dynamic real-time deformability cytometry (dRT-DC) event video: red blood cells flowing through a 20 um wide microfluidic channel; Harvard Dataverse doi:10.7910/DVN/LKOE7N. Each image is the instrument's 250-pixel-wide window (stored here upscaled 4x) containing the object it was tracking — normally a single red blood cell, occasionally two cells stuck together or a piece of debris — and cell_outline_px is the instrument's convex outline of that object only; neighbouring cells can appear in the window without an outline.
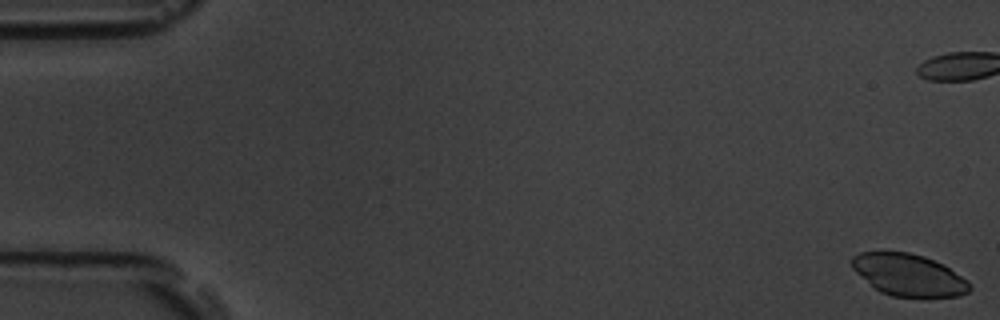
{"species": "common noctule bat (a hibernating species)", "species_latin": "Nyctalus noctula", "temperature_condition": "room temperature", "stored_images_in_passage": 59, "camera_frame_rate_fps": 3000, "um_per_image_px": 0.085, "animal": {"sex": "male", "body_mass_g": 19.5, "forearm_length_mm": 54.6}, "frame": {"image": 1, "passage_image": 1, "time_ms": 0.0, "image_size_px": [1000, 320], "cell_outline_px": [[972, 288], [968, 292], [956, 296], [892, 296], [880, 292], [856, 272], [852, 268], [848, 260], [852, 256], [860, 252], [908, 252], [924, 256], [944, 264], [968, 280], [972, 284]], "centroid_in_image_um": [77.23, 23.35], "position_along_channel_um": 7.8, "area_um2": 28.78}}